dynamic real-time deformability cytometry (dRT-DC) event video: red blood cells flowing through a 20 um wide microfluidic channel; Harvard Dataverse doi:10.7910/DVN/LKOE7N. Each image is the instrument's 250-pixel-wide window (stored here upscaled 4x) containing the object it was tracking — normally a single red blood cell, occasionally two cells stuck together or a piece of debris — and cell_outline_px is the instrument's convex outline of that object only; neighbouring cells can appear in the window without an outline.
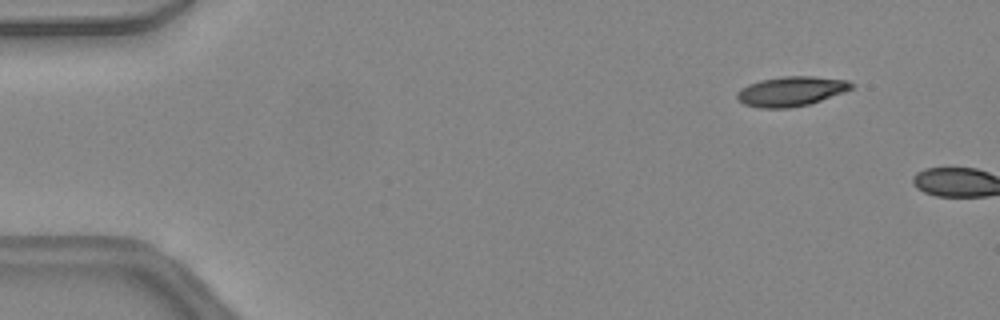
{"species": "common noctule bat (a hibernating species)", "species_latin": "Nyctalus noctula", "temperature_condition": "warm", "stored_images_in_passage": 6, "camera_frame_rate_fps": 3000, "um_per_image_px": 0.085, "animal": {"sex": "female", "body_mass_g": 24.6, "forearm_length_mm": 56.2}, "frame": {"image": 1, "passage_image": 5, "time_ms": 1.333, "image_size_px": [1000, 320], "cell_outline_px": [[856, 84], [852, 88], [844, 92], [808, 104], [788, 108], [760, 108], [744, 104], [736, 96], [736, 92], [740, 88], [748, 84], [760, 80], [784, 76], [812, 76], [848, 80]], "centroid_in_image_um": [67.24, 7.75], "position_along_channel_um": 17.8, "area_um2": 19.77}}